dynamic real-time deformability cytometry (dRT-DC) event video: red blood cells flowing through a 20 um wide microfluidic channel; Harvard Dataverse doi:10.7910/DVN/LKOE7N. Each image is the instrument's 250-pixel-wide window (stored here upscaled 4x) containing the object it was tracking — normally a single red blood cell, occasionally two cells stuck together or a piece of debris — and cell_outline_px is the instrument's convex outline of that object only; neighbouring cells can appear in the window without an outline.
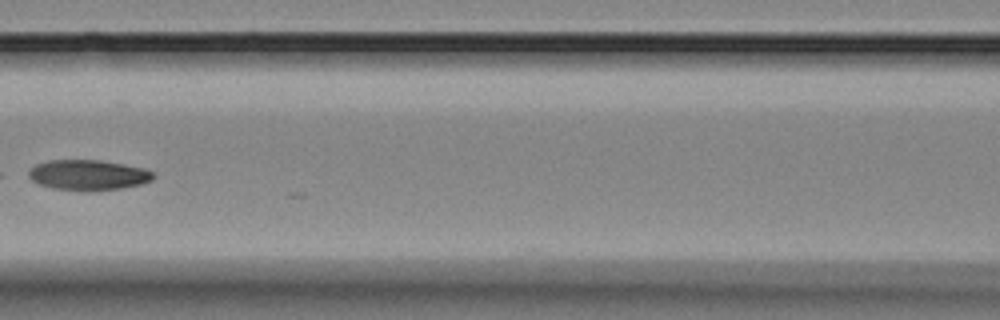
{"species": "Egyptian fruit bat (a non-hibernating species)", "species_latin": "Rousettus aegyptiacus", "temperature_condition": "room temperature", "stored_images_in_passage": 4, "camera_frame_rate_fps": 3000, "um_per_image_px": 0.085, "animal": {"sex": "female"}, "frame": {"image": 1, "passage_image": 4, "time_ms": 3.333, "image_size_px": [1000, 320], "cell_outline_px": [[156, 176], [152, 180], [140, 184], [120, 188], [92, 192], [84, 192], [52, 188], [40, 184], [32, 180], [28, 176], [28, 168], [36, 164], [48, 160], [100, 160], [124, 164], [144, 168], [152, 172]], "centroid_in_image_um": [7.47, 14.88], "position_along_channel_um": 159.1, "area_um2": 22.37}}